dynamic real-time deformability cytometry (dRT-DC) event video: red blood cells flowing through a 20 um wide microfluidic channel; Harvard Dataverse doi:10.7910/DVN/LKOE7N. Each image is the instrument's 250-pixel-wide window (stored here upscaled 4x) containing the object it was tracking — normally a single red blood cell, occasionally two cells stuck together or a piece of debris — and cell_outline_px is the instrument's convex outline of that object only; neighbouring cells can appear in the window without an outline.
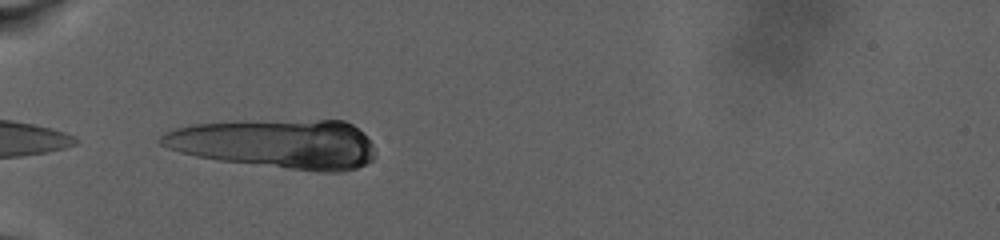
{"species": "human", "species_latin": "Homo sapiens", "temperature_condition": "warm", "stored_images_in_passage": 35, "camera_frame_rate_fps": 3000, "um_per_image_px": 0.085, "donor": {"sex": "male"}, "frame": {"image": 1, "passage_image": 1, "time_ms": 0.0, "image_size_px": [1000, 240], "cell_outline_px": [[376, 156], [372, 160], [356, 168], [340, 172], [316, 172], [216, 160], [196, 156], [180, 152], [168, 148], [160, 144], [160, 136], [164, 132], [176, 128], [192, 124], [244, 120], [344, 120], [352, 124], [372, 144], [376, 152]], "centroid_in_image_um": [23.46, 12.22], "position_along_channel_um": 61.5, "area_um2": 62.08}}